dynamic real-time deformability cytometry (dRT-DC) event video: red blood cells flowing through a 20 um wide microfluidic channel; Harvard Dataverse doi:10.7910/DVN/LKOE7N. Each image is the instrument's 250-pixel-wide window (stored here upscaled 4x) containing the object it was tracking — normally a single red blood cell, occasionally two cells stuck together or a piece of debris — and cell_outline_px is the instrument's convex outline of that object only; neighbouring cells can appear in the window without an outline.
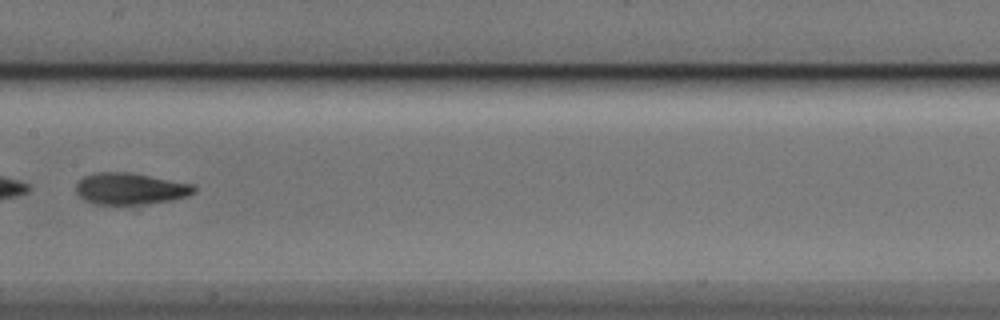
{"species": "Egyptian fruit bat (a non-hibernating species)", "species_latin": "Rousettus aegyptiacus", "temperature_condition": "cold", "stored_images_in_passage": 6, "camera_frame_rate_fps": 3000, "um_per_image_px": 0.085, "animal": {"sex": "male"}, "frame": {"image": 1, "passage_image": 6, "time_ms": 6.0, "image_size_px": [1000, 320], "cell_outline_px": [[196, 192], [188, 196], [172, 200], [144, 204], [92, 204], [84, 200], [76, 192], [76, 184], [84, 176], [96, 172], [128, 172], [192, 184], [196, 188]], "centroid_in_image_um": [11.06, 16.04], "position_along_channel_um": 196.3, "area_um2": 21.68}}